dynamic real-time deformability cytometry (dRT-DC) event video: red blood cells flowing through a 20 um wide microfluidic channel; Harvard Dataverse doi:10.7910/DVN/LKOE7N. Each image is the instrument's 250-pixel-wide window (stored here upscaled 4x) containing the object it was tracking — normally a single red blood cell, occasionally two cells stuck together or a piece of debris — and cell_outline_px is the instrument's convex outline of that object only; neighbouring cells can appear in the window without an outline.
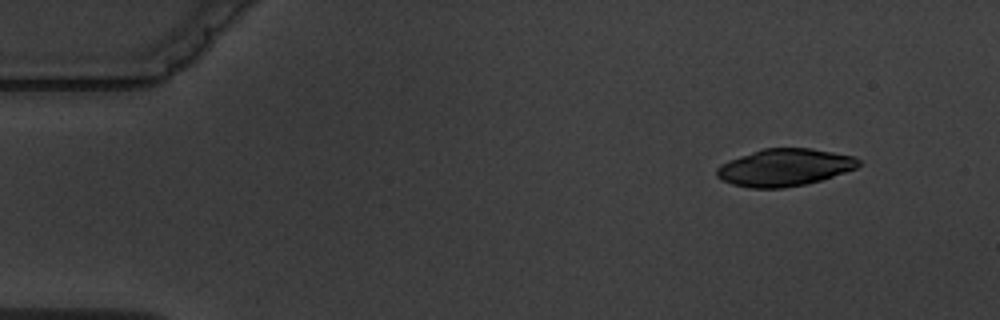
{"species": "common noctule bat (a hibernating species)", "species_latin": "Nyctalus noctula", "temperature_condition": "warm", "stored_images_in_passage": 4, "camera_frame_rate_fps": 3000, "um_per_image_px": 0.085, "animal": {"sex": "male", "body_mass_g": 19.5, "forearm_length_mm": 54.6}, "frame": {"image": 1, "passage_image": 1, "time_ms": 0.0, "image_size_px": [1000, 320], "cell_outline_px": [[860, 164], [856, 168], [820, 180], [804, 184], [784, 188], [752, 188], [732, 184], [720, 180], [716, 176], [716, 168], [720, 164], [728, 160], [764, 148], [812, 148], [856, 156], [860, 160]], "centroid_in_image_um": [66.67, 14.23], "position_along_channel_um": 18.3, "area_um2": 30.81}}